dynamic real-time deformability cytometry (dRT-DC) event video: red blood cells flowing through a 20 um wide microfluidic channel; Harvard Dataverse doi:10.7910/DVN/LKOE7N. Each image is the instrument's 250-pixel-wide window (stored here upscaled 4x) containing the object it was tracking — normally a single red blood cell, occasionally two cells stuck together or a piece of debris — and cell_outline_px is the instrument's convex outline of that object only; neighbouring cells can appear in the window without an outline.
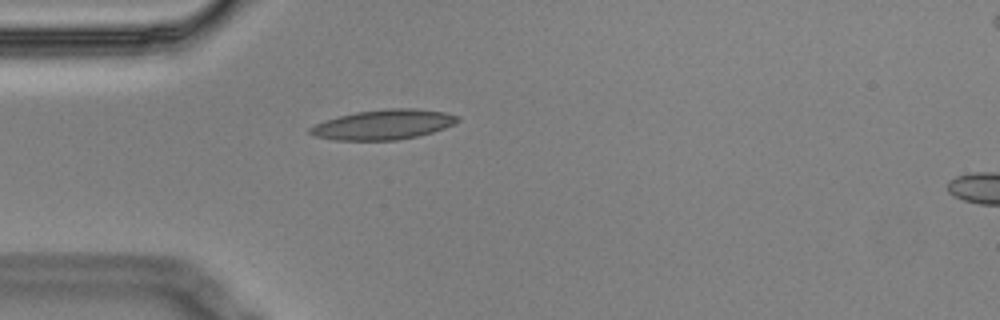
{"species": "Egyptian fruit bat (a non-hibernating species)", "species_latin": "Rousettus aegyptiacus", "temperature_condition": "cold", "stored_images_in_passage": 1, "camera_frame_rate_fps": 3000, "um_per_image_px": 0.085, "animal": {"sex": "male"}, "frame": {"image": 1, "passage_image": 1, "time_ms": 0.0, "image_size_px": [1000, 320], "cell_outline_px": [[460, 120], [444, 128], [432, 132], [416, 136], [396, 140], [336, 140], [316, 136], [308, 132], [308, 128], [316, 124], [340, 116], [356, 112], [388, 108], [412, 108], [444, 112], [460, 116]], "centroid_in_image_um": [32.61, 10.58], "position_along_channel_um": 52.4, "area_um2": 25.37}}